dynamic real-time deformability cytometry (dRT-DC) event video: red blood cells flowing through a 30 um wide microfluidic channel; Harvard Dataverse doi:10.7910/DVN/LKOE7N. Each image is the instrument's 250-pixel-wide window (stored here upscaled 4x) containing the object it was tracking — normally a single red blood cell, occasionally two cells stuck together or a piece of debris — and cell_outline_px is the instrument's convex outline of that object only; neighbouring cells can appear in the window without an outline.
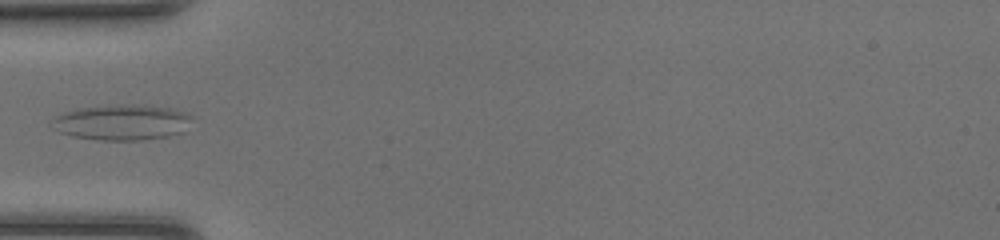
{"species": "common noctule bat (a hibernating species)", "species_latin": "Nyctalus noctula", "temperature_condition": "room temperature", "stored_images_in_passage": 34, "camera_frame_rate_fps": 3000, "um_per_image_px": 0.085, "animal": {"sex": "female", "body_mass_g": 20.0, "forearm_length_mm": 54.0}, "frame": {"image": 1, "passage_image": 1, "time_ms": 0.0, "image_size_px": [1000, 240], "cell_outline_px": [[192, 116], [184, 132], [168, 136], [140, 140], [100, 140], [72, 136], [60, 132], [52, 120], [56, 116], [64, 112], [76, 108], [108, 104], [144, 104], [168, 108], [184, 112]], "centroid_in_image_um": [10.38, 10.38], "position_along_channel_um": 74.6, "area_um2": 29.07}}
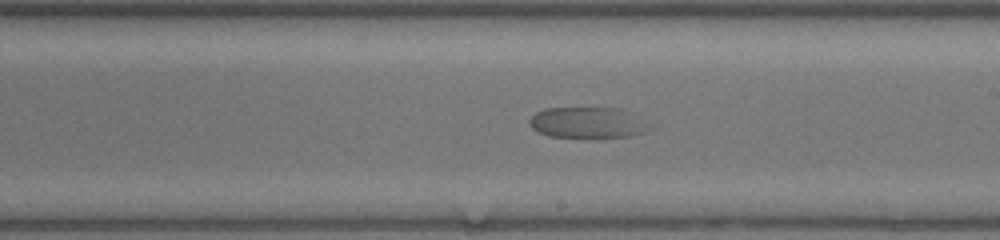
{"frame": {"image": 2, "passage_image": 13, "time_ms": 4.0, "image_size_px": [1000, 240], "cell_outline_px": [[652, 128], [644, 132], [628, 136], [548, 136], [536, 132], [532, 128], [528, 120], [536, 112], [544, 108], [620, 108]], "centroid_in_image_um": [49.83, 10.41], "position_along_channel_um": 239.2, "area_um2": 20.92}}
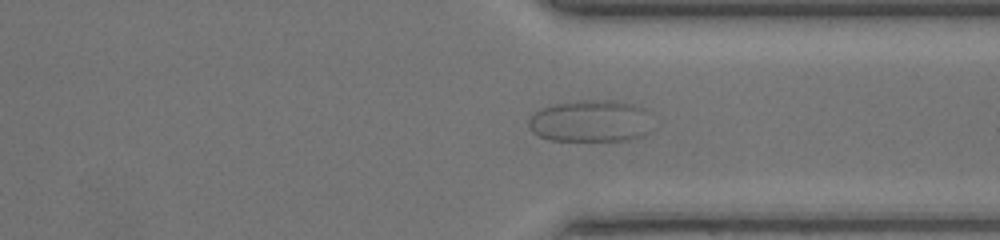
{"frame": {"image": 3, "passage_image": 22, "time_ms": 7.0, "image_size_px": [1000, 240], "cell_outline_px": [[648, 132], [644, 136], [628, 140], [552, 140], [540, 136], [532, 132], [528, 124], [528, 120], [536, 112], [544, 108], [556, 104], [580, 100], [616, 100], [648, 108]], "centroid_in_image_um": [50.23, 10.28], "position_along_channel_um": 361.2, "area_um2": 30.11}}